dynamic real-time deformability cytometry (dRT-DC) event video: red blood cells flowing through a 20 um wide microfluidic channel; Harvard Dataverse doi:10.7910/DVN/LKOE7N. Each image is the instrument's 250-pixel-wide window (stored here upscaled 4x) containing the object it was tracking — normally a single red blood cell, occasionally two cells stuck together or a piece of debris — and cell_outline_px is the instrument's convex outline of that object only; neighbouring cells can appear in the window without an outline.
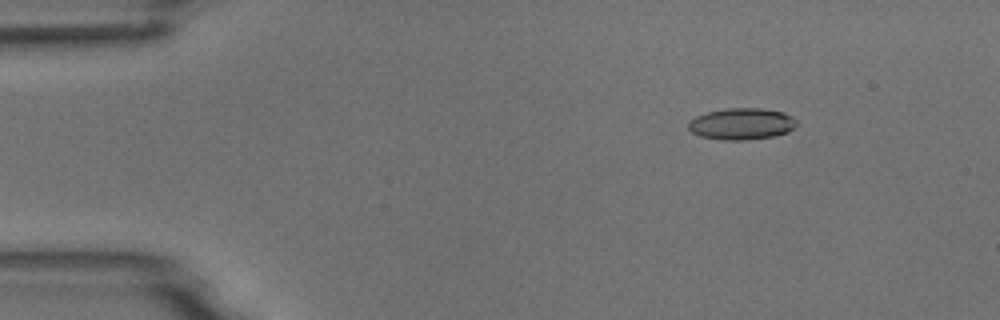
{"species": "common noctule bat (a hibernating species)", "species_latin": "Nyctalus noctula", "temperature_condition": "room temperature", "stored_images_in_passage": 4, "camera_frame_rate_fps": 3000, "um_per_image_px": 0.085, "animal": {"sex": "male", "body_mass_g": 18.8}, "frame": {"image": 1, "passage_image": 1, "time_ms": 0.0, "image_size_px": [1000, 320], "cell_outline_px": [[796, 124], [788, 132], [772, 136], [744, 140], [720, 140], [700, 136], [692, 132], [688, 128], [688, 120], [696, 116], [708, 112], [728, 108], [760, 108], [784, 112], [792, 116], [796, 120]], "centroid_in_image_um": [63.01, 10.52], "position_along_channel_um": 22.0, "area_um2": 19.88}}
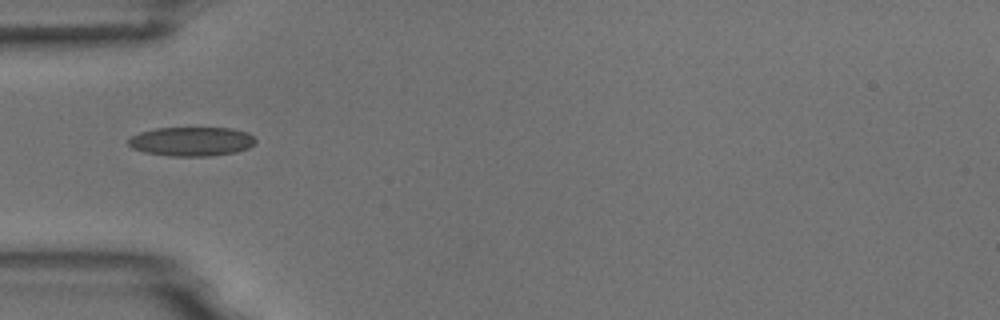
{"frame": {"image": 2, "passage_image": 4, "time_ms": 3.333, "image_size_px": [1000, 320], "cell_outline_px": [[256, 140], [248, 148], [236, 152], [208, 156], [168, 156], [144, 152], [132, 148], [128, 144], [128, 140], [132, 136], [140, 132], [156, 128], [232, 128], [248, 132]], "centroid_in_image_um": [16.27, 12.02], "position_along_channel_um": 68.7, "area_um2": 21.56}}